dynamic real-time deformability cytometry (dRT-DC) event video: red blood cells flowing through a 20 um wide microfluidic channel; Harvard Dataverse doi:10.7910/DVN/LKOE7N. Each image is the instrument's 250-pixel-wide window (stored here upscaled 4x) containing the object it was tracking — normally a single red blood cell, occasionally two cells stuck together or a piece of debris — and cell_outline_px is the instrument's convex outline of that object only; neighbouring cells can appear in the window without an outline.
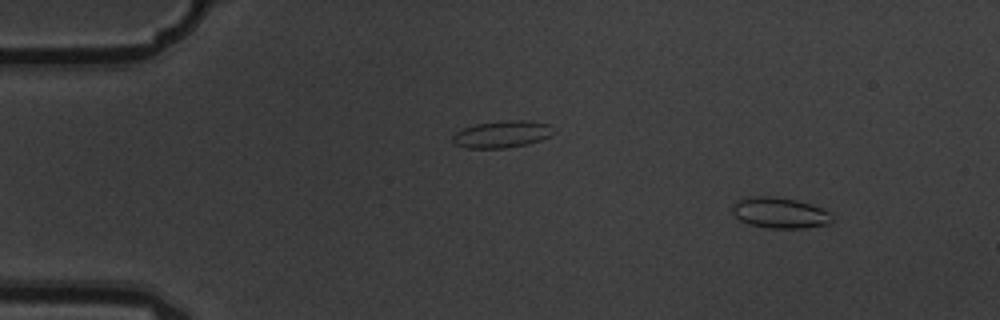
{"species": "common noctule bat (a hibernating species)", "species_latin": "Nyctalus noctula", "temperature_condition": "warm", "stored_images_in_passage": 5, "camera_frame_rate_fps": 3000, "um_per_image_px": 0.085, "animal": {"sex": "male", "body_mass_g": 19.5, "forearm_length_mm": 54.6}, "frame": {"image": 1, "passage_image": 1, "time_ms": 0.0, "image_size_px": [1000, 320], "cell_outline_px": [[832, 220], [828, 224], [804, 228], [764, 228], [748, 224], [740, 220], [732, 212], [732, 204], [736, 200], [752, 196], [772, 196], [796, 200], [820, 208], [828, 212]], "centroid_in_image_um": [66.21, 18.09], "position_along_channel_um": 18.8, "area_um2": 17.8}}